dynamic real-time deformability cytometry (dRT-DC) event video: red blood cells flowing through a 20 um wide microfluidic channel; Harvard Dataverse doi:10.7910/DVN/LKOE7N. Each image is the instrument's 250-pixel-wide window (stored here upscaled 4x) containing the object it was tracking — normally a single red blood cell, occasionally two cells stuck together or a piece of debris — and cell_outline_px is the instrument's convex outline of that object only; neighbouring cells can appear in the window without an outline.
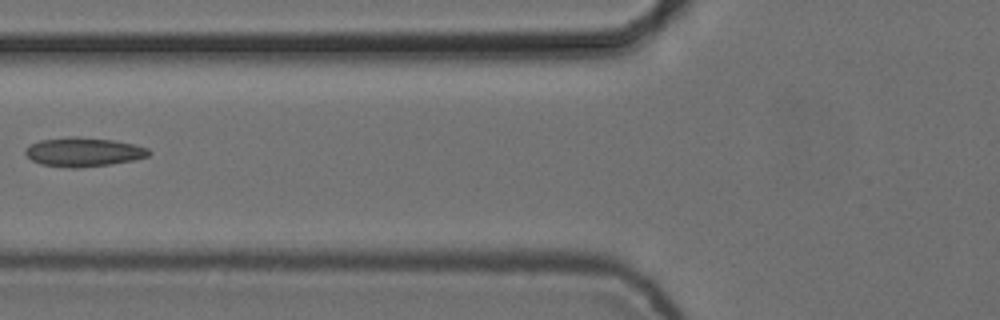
{"species": "common noctule bat (a hibernating species)", "species_latin": "Nyctalus noctula", "temperature_condition": "cold", "stored_images_in_passage": 6, "camera_frame_rate_fps": 3000, "um_per_image_px": 0.085, "animal": {"sex": "female", "body_mass_g": 24.6, "forearm_length_mm": 56.2}, "frame": {"image": 1, "passage_image": 6, "time_ms": 1.667, "image_size_px": [1000, 320], "cell_outline_px": [[152, 152], [148, 156], [132, 160], [112, 164], [76, 168], [72, 168], [40, 164], [32, 160], [24, 152], [24, 148], [40, 140], [68, 136], [76, 136], [112, 140], [132, 144], [148, 148]], "centroid_in_image_um": [7.08, 12.91], "position_along_channel_um": 118.7, "area_um2": 20.87}}